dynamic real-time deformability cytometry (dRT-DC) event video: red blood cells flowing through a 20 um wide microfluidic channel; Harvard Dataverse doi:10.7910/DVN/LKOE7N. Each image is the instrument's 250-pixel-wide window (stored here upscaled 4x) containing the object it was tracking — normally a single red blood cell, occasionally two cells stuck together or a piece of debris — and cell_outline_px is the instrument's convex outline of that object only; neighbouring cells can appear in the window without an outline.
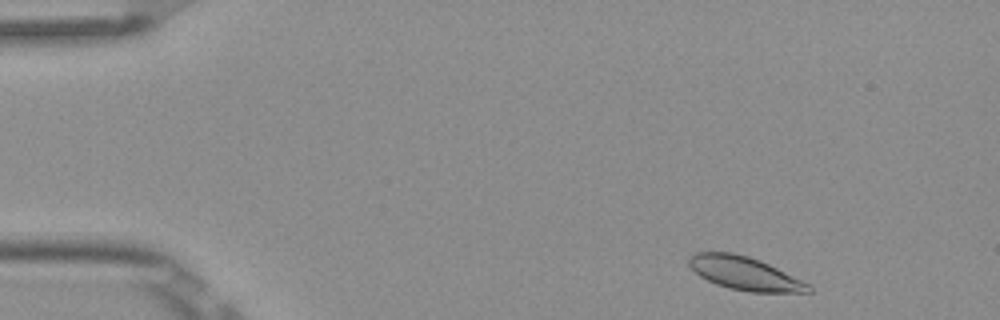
{"species": "Egyptian fruit bat (a non-hibernating species)", "species_latin": "Rousettus aegyptiacus", "temperature_condition": "room temperature", "stored_images_in_passage": 3, "camera_frame_rate_fps": 3000, "um_per_image_px": 0.085, "frame": {"image": 1, "passage_image": 1, "time_ms": 0.0, "image_size_px": [1000, 320], "cell_outline_px": [[812, 292], [748, 292], [728, 288], [716, 284], [700, 276], [688, 264], [688, 256], [696, 252], [732, 252], [748, 256], [760, 260], [812, 284]], "centroid_in_image_um": [63.33, 23.23], "position_along_channel_um": 21.7, "area_um2": 23.35}}
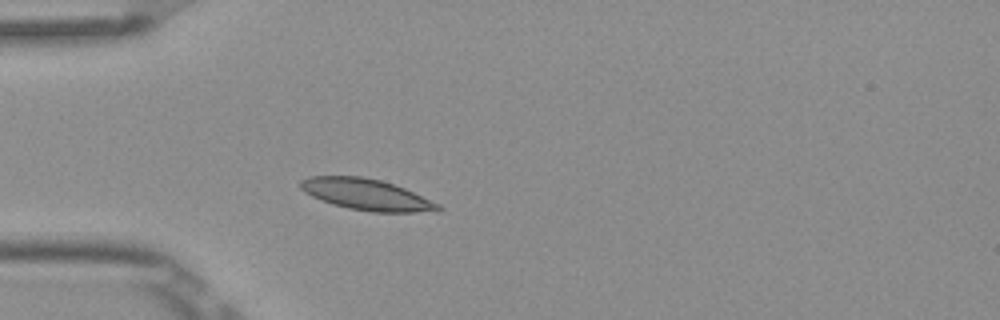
{"frame": {"image": 2, "passage_image": 3, "time_ms": 0.667, "image_size_px": [1000, 320], "cell_outline_px": [[444, 208], [440, 212], [372, 212], [348, 208], [332, 204], [312, 196], [304, 192], [300, 188], [300, 180], [308, 176], [360, 176], [380, 180], [404, 188], [440, 204]], "centroid_in_image_um": [31.17, 16.54], "position_along_channel_um": 53.8, "area_um2": 25.09}}